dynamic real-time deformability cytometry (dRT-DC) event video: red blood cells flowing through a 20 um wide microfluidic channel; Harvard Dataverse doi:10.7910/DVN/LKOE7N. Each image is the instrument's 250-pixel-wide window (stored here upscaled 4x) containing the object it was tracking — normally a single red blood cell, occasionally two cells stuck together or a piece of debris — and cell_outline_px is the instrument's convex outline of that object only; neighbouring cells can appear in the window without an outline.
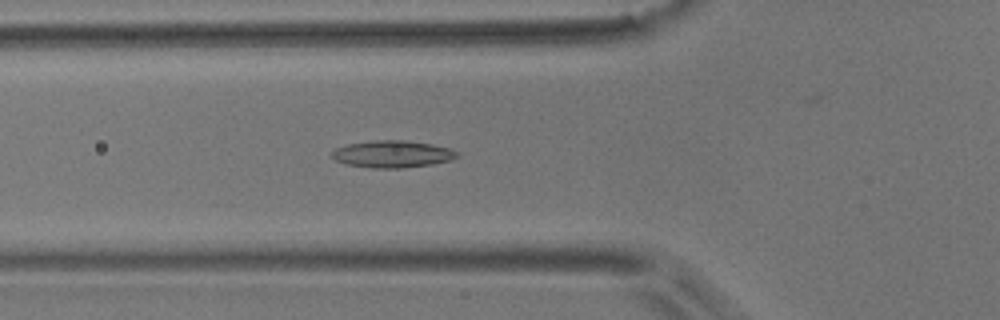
{"species": "common noctule bat (a hibernating species)", "species_latin": "Nyctalus noctula", "temperature_condition": "room temperature", "stored_images_in_passage": 54, "camera_frame_rate_fps": 3000, "um_per_image_px": 0.085, "animal": {"sex": "male", "body_mass_g": 17.9}, "frame": {"image": 1, "passage_image": 19, "time_ms": 6.0, "image_size_px": [1000, 320], "cell_outline_px": [[460, 156], [448, 160], [432, 164], [400, 168], [372, 168], [348, 164], [336, 160], [328, 152], [336, 148], [348, 144], [376, 140], [404, 140], [432, 144], [448, 148], [460, 152]], "centroid_in_image_um": [33.35, 13.09], "position_along_channel_um": 92.4, "area_um2": 19.65}}
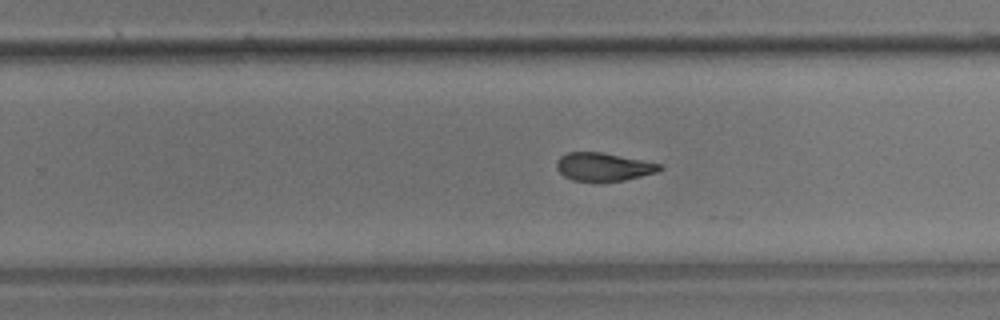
{"frame": {"image": 2, "passage_image": 34, "time_ms": 11.0, "image_size_px": [1000, 320], "cell_outline_px": [[664, 168], [656, 172], [624, 180], [572, 180], [564, 176], [556, 168], [556, 160], [560, 156], [568, 152], [604, 152], [660, 164]], "centroid_in_image_um": [51.26, 14.16], "position_along_channel_um": 278.5, "area_um2": 16.65}}
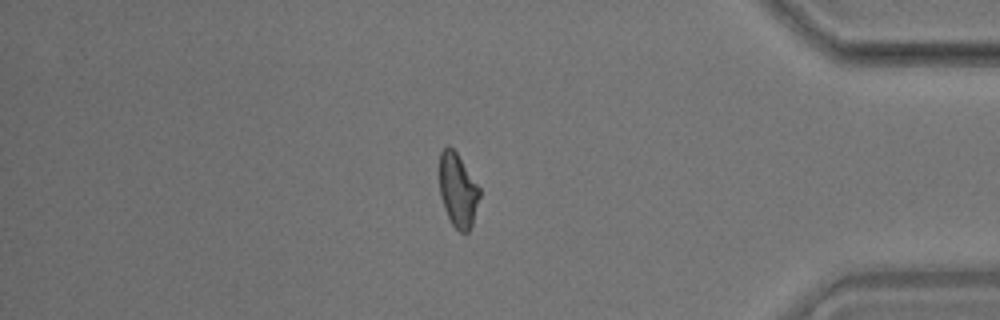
{"frame": {"image": 3, "passage_image": 46, "time_ms": 15.0, "image_size_px": [1000, 320], "cell_outline_px": [[480, 196], [472, 224], [468, 232], [460, 232], [452, 224], [444, 208], [440, 196], [440, 152], [448, 144], [456, 152], [480, 188]], "centroid_in_image_um": [38.92, 16.17], "position_along_channel_um": 396.3, "area_um2": 17.05}, "authors_computed_cell_mechanics": {"area_um2": 18.1492, "velocity_mm_per_s": 3.7107, "shape_relaxation_time_tau1_ms": null, "shape_relaxation_time_tau2_ms": 3.5287, "deformation_change_tau1": null, "deformation_change_tau2": 0.1201}}